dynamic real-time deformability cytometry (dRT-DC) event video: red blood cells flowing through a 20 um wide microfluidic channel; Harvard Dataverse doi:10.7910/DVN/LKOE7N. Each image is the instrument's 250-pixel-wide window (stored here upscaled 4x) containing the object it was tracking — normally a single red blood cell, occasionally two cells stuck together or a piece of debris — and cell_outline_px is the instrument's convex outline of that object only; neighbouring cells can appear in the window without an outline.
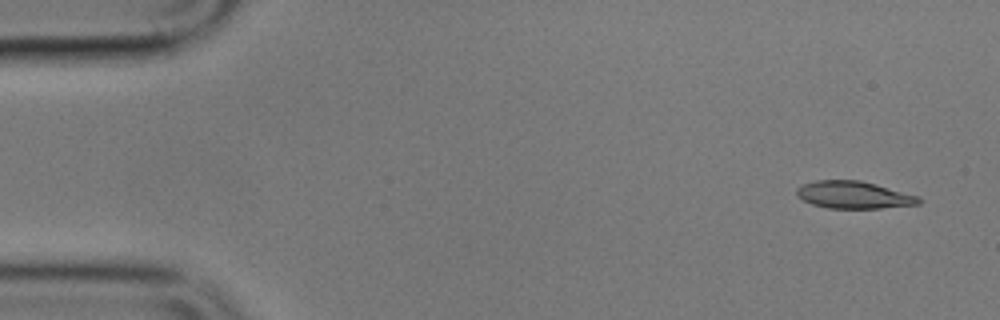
{"species": "common noctule bat (a hibernating species)", "species_latin": "Nyctalus noctula", "temperature_condition": "cold", "stored_images_in_passage": 7, "camera_frame_rate_fps": 3000, "um_per_image_px": 0.085, "animal": {"sex": "male", "body_mass_g": 17.9}, "frame": {"image": 1, "passage_image": 1, "time_ms": 0.0, "image_size_px": [1000, 320], "cell_outline_px": [[920, 204], [880, 208], [828, 208], [812, 204], [796, 196], [796, 188], [800, 184], [816, 180], [860, 180], [876, 184], [920, 196]], "centroid_in_image_um": [72.54, 16.56], "position_along_channel_um": 12.5, "area_um2": 19.54}}
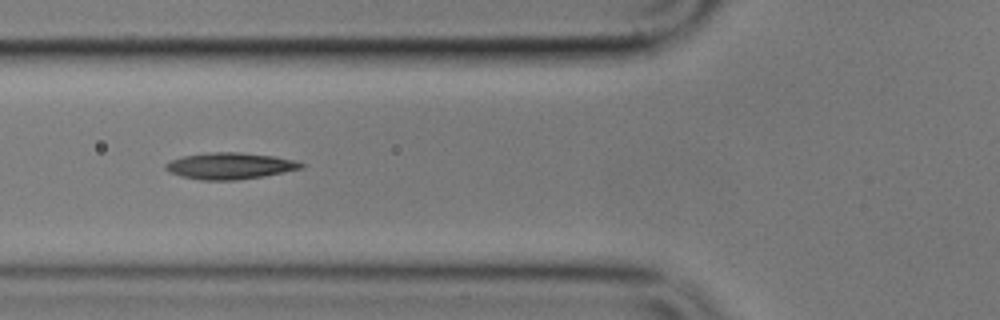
{"frame": {"image": 2, "passage_image": 6, "time_ms": 6.0, "image_size_px": [1000, 320], "cell_outline_px": [[304, 168], [264, 176], [236, 180], [200, 180], [180, 176], [168, 172], [164, 168], [164, 164], [172, 160], [184, 156], [212, 152], [240, 152], [272, 156], [292, 160], [304, 164]], "centroid_in_image_um": [19.51, 14.11], "position_along_channel_um": 106.3, "area_um2": 20.81}}
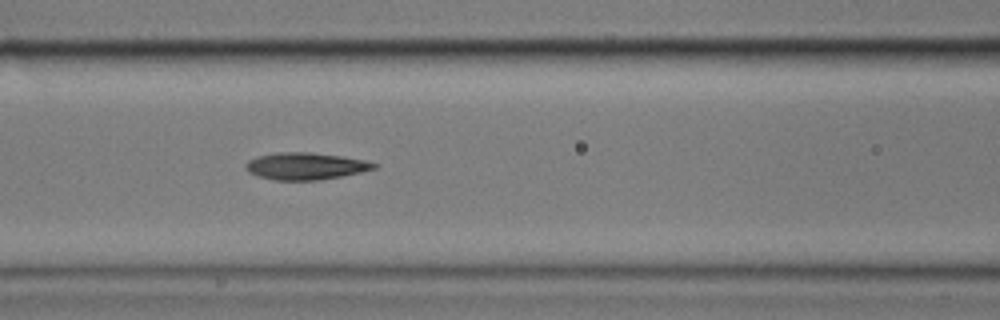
{"frame": {"image": 3, "passage_image": 7, "time_ms": 7.0, "image_size_px": [1000, 320], "cell_outline_px": [[380, 164], [376, 168], [360, 172], [320, 180], [272, 180], [256, 176], [248, 172], [244, 168], [244, 164], [248, 160], [256, 156], [276, 152], [308, 152], [340, 156], [364, 160]], "centroid_in_image_um": [25.91, 14.12], "position_along_channel_um": 140.7, "area_um2": 20.35}}